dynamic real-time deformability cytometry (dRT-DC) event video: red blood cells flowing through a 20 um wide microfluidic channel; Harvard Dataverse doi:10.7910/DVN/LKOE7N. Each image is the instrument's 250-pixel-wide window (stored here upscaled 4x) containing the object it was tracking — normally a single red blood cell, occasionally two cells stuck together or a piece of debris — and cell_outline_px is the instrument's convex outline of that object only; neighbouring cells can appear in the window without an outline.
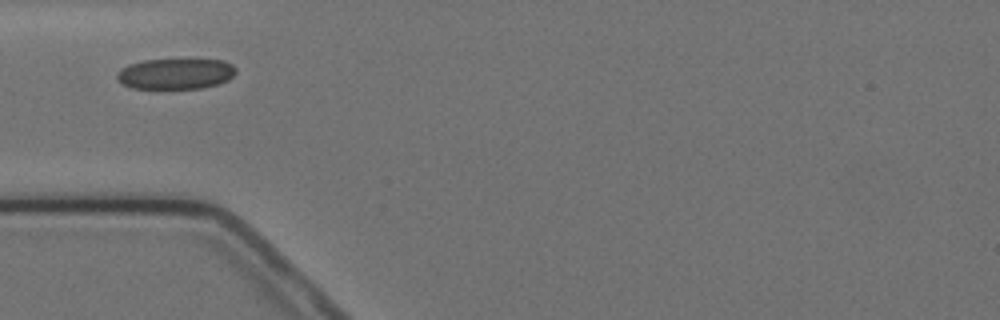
{"species": "Egyptian fruit bat (a non-hibernating species)", "species_latin": "Rousettus aegyptiacus", "temperature_condition": "cold", "stored_images_in_passage": 11, "camera_frame_rate_fps": 3000, "um_per_image_px": 0.085, "animal": {"sex": "female"}, "frame": {"image": 1, "passage_image": 1, "time_ms": 0.0, "image_size_px": [1000, 320], "cell_outline_px": [[236, 72], [228, 80], [216, 84], [200, 88], [132, 88], [116, 80], [116, 72], [128, 64], [144, 60], [224, 60], [232, 64], [236, 68]], "centroid_in_image_um": [14.9, 6.26], "position_along_channel_um": 70.1, "area_um2": 21.15}}
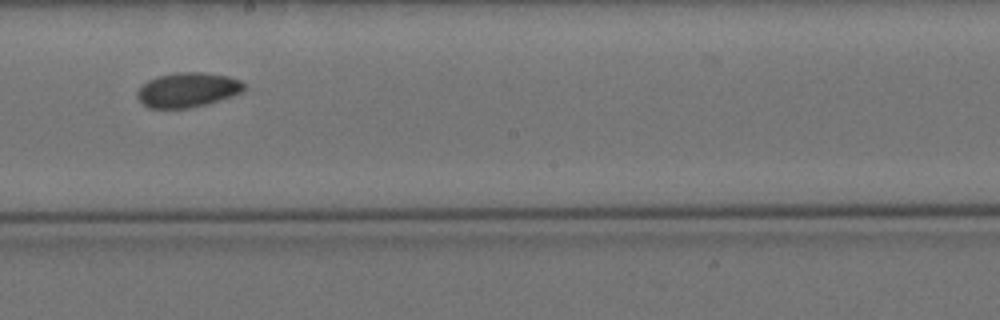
{"frame": {"image": 2, "passage_image": 5, "time_ms": 4.667, "image_size_px": [1000, 320], "cell_outline_px": [[244, 92], [208, 104], [188, 108], [148, 108], [136, 96], [136, 92], [148, 80], [156, 76], [176, 72], [204, 72], [228, 76], [240, 80], [244, 84]], "centroid_in_image_um": [15.96, 7.63], "position_along_channel_um": 232.2, "area_um2": 21.68}}
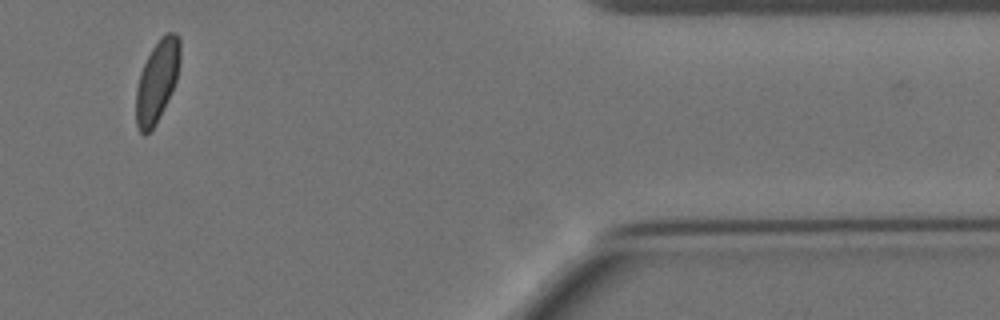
{"frame": {"image": 3, "passage_image": 10, "time_ms": 10.667, "image_size_px": [1000, 320], "cell_outline_px": [[180, 60], [176, 80], [160, 116], [156, 124], [144, 136], [140, 132], [136, 124], [136, 88], [140, 72], [152, 48], [160, 36], [164, 32], [176, 32], [180, 36]], "centroid_in_image_um": [13.35, 6.85], "position_along_channel_um": 398.1, "area_um2": 20.98}}